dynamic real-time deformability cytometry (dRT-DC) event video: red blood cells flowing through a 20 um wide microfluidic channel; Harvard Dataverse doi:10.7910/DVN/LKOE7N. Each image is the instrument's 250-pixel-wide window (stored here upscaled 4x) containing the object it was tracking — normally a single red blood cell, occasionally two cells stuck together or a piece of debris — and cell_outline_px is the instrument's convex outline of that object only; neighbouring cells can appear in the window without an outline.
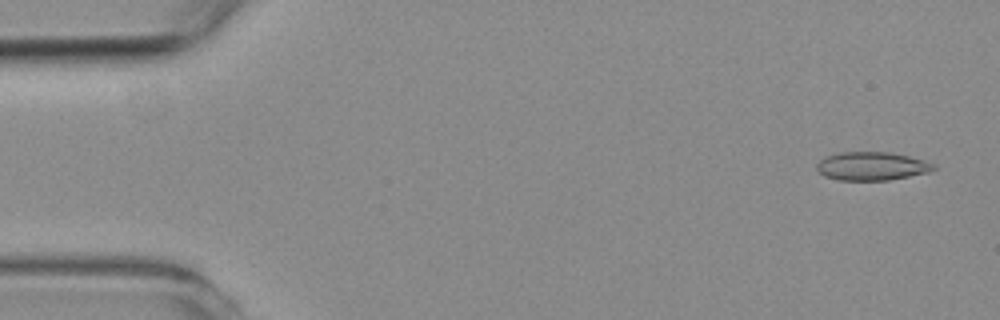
{"species": "common noctule bat (a hibernating species)", "species_latin": "Nyctalus noctula", "temperature_condition": "room temperature", "stored_images_in_passage": 55, "camera_frame_rate_fps": 3000, "um_per_image_px": 0.085, "animal": {"sex": "female", "body_mass_g": 19.3, "forearm_length_mm": 54.1}, "frame": {"image": 1, "passage_image": 3, "time_ms": 0.667, "image_size_px": [1000, 320], "cell_outline_px": [[936, 168], [928, 172], [888, 180], [840, 180], [824, 176], [816, 168], [816, 164], [820, 160], [836, 152], [892, 152], [924, 160], [936, 164]], "centroid_in_image_um": [74.1, 14.11], "position_along_channel_um": 10.9, "area_um2": 19.31}}
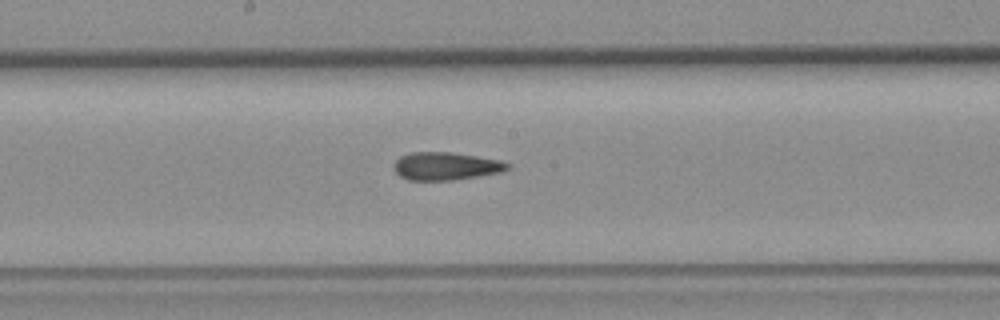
{"frame": {"image": 2, "passage_image": 30, "time_ms": 9.667, "image_size_px": [1000, 320], "cell_outline_px": [[512, 168], [500, 172], [452, 180], [408, 180], [400, 176], [392, 168], [392, 164], [400, 156], [412, 152], [452, 152], [500, 160], [512, 164]], "centroid_in_image_um": [37.89, 14.11], "position_along_channel_um": 210.3, "area_um2": 18.55}}
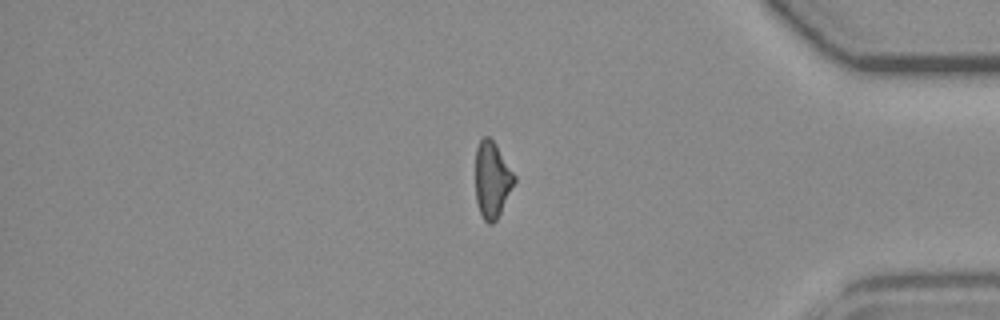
{"frame": {"image": 3, "passage_image": 48, "time_ms": 15.667, "image_size_px": [1000, 320], "cell_outline_px": [[516, 180], [496, 220], [492, 224], [488, 224], [484, 220], [480, 212], [476, 200], [476, 148], [480, 140], [484, 136], [488, 136], [496, 144], [516, 176]], "centroid_in_image_um": [41.82, 15.26], "position_along_channel_um": 393.4, "area_um2": 17.11}}